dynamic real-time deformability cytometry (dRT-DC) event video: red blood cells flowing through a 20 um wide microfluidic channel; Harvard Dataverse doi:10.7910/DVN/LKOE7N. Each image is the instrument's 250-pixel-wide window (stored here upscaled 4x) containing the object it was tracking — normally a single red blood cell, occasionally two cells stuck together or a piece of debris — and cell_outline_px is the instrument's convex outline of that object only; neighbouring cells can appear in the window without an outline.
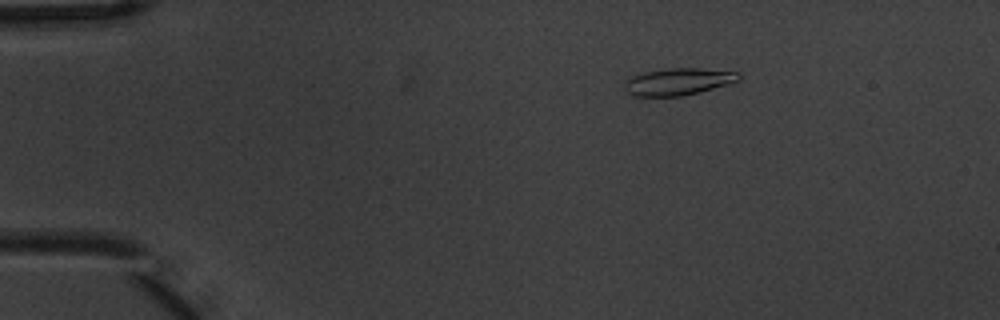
{"species": "common noctule bat (a hibernating species)", "species_latin": "Nyctalus noctula", "temperature_condition": "warm", "stored_images_in_passage": 5, "camera_frame_rate_fps": 3000, "um_per_image_px": 0.085, "animal": {"sex": "male", "body_mass_g": 20.1, "forearm_length_mm": 53.5}, "frame": {"image": 1, "passage_image": 3, "time_ms": 0.667, "image_size_px": [1000, 320], "cell_outline_px": [[740, 80], [728, 84], [680, 96], [632, 96], [624, 88], [624, 80], [632, 76], [644, 72], [668, 68], [700, 68], [740, 72]], "centroid_in_image_um": [57.62, 6.93], "position_along_channel_um": 27.4, "area_um2": 17.92}}